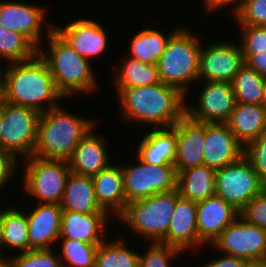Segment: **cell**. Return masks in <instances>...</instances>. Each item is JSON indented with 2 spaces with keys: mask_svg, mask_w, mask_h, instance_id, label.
<instances>
[{
  "mask_svg": "<svg viewBox=\"0 0 266 267\" xmlns=\"http://www.w3.org/2000/svg\"><path fill=\"white\" fill-rule=\"evenodd\" d=\"M117 95L120 110L117 115L126 127L132 124L149 128L172 127L186 114V95L162 82L123 88Z\"/></svg>",
  "mask_w": 266,
  "mask_h": 267,
  "instance_id": "cell-1",
  "label": "cell"
},
{
  "mask_svg": "<svg viewBox=\"0 0 266 267\" xmlns=\"http://www.w3.org/2000/svg\"><path fill=\"white\" fill-rule=\"evenodd\" d=\"M6 65L0 68L2 100L40 114L61 104L64 97L38 54L32 60Z\"/></svg>",
  "mask_w": 266,
  "mask_h": 267,
  "instance_id": "cell-2",
  "label": "cell"
},
{
  "mask_svg": "<svg viewBox=\"0 0 266 267\" xmlns=\"http://www.w3.org/2000/svg\"><path fill=\"white\" fill-rule=\"evenodd\" d=\"M45 42L48 45L43 42L37 54L47 64L64 98L94 94L95 90L99 92L93 63L79 55L55 30L46 37Z\"/></svg>",
  "mask_w": 266,
  "mask_h": 267,
  "instance_id": "cell-3",
  "label": "cell"
},
{
  "mask_svg": "<svg viewBox=\"0 0 266 267\" xmlns=\"http://www.w3.org/2000/svg\"><path fill=\"white\" fill-rule=\"evenodd\" d=\"M93 118L71 113L61 104L41 113L33 156L68 160L79 142L100 124Z\"/></svg>",
  "mask_w": 266,
  "mask_h": 267,
  "instance_id": "cell-4",
  "label": "cell"
},
{
  "mask_svg": "<svg viewBox=\"0 0 266 267\" xmlns=\"http://www.w3.org/2000/svg\"><path fill=\"white\" fill-rule=\"evenodd\" d=\"M182 25L169 39L157 61L162 83L178 88L186 98L196 86L199 74L201 37Z\"/></svg>",
  "mask_w": 266,
  "mask_h": 267,
  "instance_id": "cell-5",
  "label": "cell"
},
{
  "mask_svg": "<svg viewBox=\"0 0 266 267\" xmlns=\"http://www.w3.org/2000/svg\"><path fill=\"white\" fill-rule=\"evenodd\" d=\"M176 201L177 189L157 193L127 203L125 210L116 219L128 226L132 235L134 233L138 239L145 238L147 242L165 244Z\"/></svg>",
  "mask_w": 266,
  "mask_h": 267,
  "instance_id": "cell-6",
  "label": "cell"
},
{
  "mask_svg": "<svg viewBox=\"0 0 266 267\" xmlns=\"http://www.w3.org/2000/svg\"><path fill=\"white\" fill-rule=\"evenodd\" d=\"M23 161V198L38 201L31 203L60 204L71 173L68 160L31 156Z\"/></svg>",
  "mask_w": 266,
  "mask_h": 267,
  "instance_id": "cell-7",
  "label": "cell"
},
{
  "mask_svg": "<svg viewBox=\"0 0 266 267\" xmlns=\"http://www.w3.org/2000/svg\"><path fill=\"white\" fill-rule=\"evenodd\" d=\"M136 161L121 164L126 202L147 198L161 192L177 189V172L174 165H149L137 155ZM134 162V163H133Z\"/></svg>",
  "mask_w": 266,
  "mask_h": 267,
  "instance_id": "cell-8",
  "label": "cell"
},
{
  "mask_svg": "<svg viewBox=\"0 0 266 267\" xmlns=\"http://www.w3.org/2000/svg\"><path fill=\"white\" fill-rule=\"evenodd\" d=\"M2 118L1 148L20 161L33 156L40 113L2 100Z\"/></svg>",
  "mask_w": 266,
  "mask_h": 267,
  "instance_id": "cell-9",
  "label": "cell"
},
{
  "mask_svg": "<svg viewBox=\"0 0 266 267\" xmlns=\"http://www.w3.org/2000/svg\"><path fill=\"white\" fill-rule=\"evenodd\" d=\"M215 186L216 195L239 212L266 188L244 155L234 163L216 170Z\"/></svg>",
  "mask_w": 266,
  "mask_h": 267,
  "instance_id": "cell-10",
  "label": "cell"
},
{
  "mask_svg": "<svg viewBox=\"0 0 266 267\" xmlns=\"http://www.w3.org/2000/svg\"><path fill=\"white\" fill-rule=\"evenodd\" d=\"M211 246V247H210ZM210 249L236 256L246 262L266 260V230L247 223L240 215L228 225L211 245Z\"/></svg>",
  "mask_w": 266,
  "mask_h": 267,
  "instance_id": "cell-11",
  "label": "cell"
},
{
  "mask_svg": "<svg viewBox=\"0 0 266 267\" xmlns=\"http://www.w3.org/2000/svg\"><path fill=\"white\" fill-rule=\"evenodd\" d=\"M196 84L201 87L197 89L198 100L194 101L197 104L190 105L186 98V115L201 123H227L236 103L231 83L198 81Z\"/></svg>",
  "mask_w": 266,
  "mask_h": 267,
  "instance_id": "cell-12",
  "label": "cell"
},
{
  "mask_svg": "<svg viewBox=\"0 0 266 267\" xmlns=\"http://www.w3.org/2000/svg\"><path fill=\"white\" fill-rule=\"evenodd\" d=\"M41 6L23 1L1 0L0 24L6 29L24 35L38 49L45 39L44 36H48L54 30V23L46 19L49 10Z\"/></svg>",
  "mask_w": 266,
  "mask_h": 267,
  "instance_id": "cell-13",
  "label": "cell"
},
{
  "mask_svg": "<svg viewBox=\"0 0 266 267\" xmlns=\"http://www.w3.org/2000/svg\"><path fill=\"white\" fill-rule=\"evenodd\" d=\"M224 39L202 44L199 57L198 81L229 82L245 64L240 44Z\"/></svg>",
  "mask_w": 266,
  "mask_h": 267,
  "instance_id": "cell-14",
  "label": "cell"
},
{
  "mask_svg": "<svg viewBox=\"0 0 266 267\" xmlns=\"http://www.w3.org/2000/svg\"><path fill=\"white\" fill-rule=\"evenodd\" d=\"M59 26L54 30L81 56L94 63V60L106 55L109 47L108 33L95 19L80 18ZM94 59V60H93Z\"/></svg>",
  "mask_w": 266,
  "mask_h": 267,
  "instance_id": "cell-15",
  "label": "cell"
},
{
  "mask_svg": "<svg viewBox=\"0 0 266 267\" xmlns=\"http://www.w3.org/2000/svg\"><path fill=\"white\" fill-rule=\"evenodd\" d=\"M196 209L197 202L181 197L177 190L176 207L165 236V244L178 248L183 253L190 252L193 257L194 254L200 253L201 248L202 252L206 250L199 240Z\"/></svg>",
  "mask_w": 266,
  "mask_h": 267,
  "instance_id": "cell-16",
  "label": "cell"
},
{
  "mask_svg": "<svg viewBox=\"0 0 266 267\" xmlns=\"http://www.w3.org/2000/svg\"><path fill=\"white\" fill-rule=\"evenodd\" d=\"M26 209L28 219V244L30 250L53 249L60 237L62 208L59 204L30 203ZM56 244V245H55Z\"/></svg>",
  "mask_w": 266,
  "mask_h": 267,
  "instance_id": "cell-17",
  "label": "cell"
},
{
  "mask_svg": "<svg viewBox=\"0 0 266 267\" xmlns=\"http://www.w3.org/2000/svg\"><path fill=\"white\" fill-rule=\"evenodd\" d=\"M95 126L74 148L72 156L68 159L70 170L73 173L94 177L101 170L111 164L112 155L108 137L96 132Z\"/></svg>",
  "mask_w": 266,
  "mask_h": 267,
  "instance_id": "cell-18",
  "label": "cell"
},
{
  "mask_svg": "<svg viewBox=\"0 0 266 267\" xmlns=\"http://www.w3.org/2000/svg\"><path fill=\"white\" fill-rule=\"evenodd\" d=\"M243 155L244 147L227 123H206L203 165L217 170L234 163Z\"/></svg>",
  "mask_w": 266,
  "mask_h": 267,
  "instance_id": "cell-19",
  "label": "cell"
},
{
  "mask_svg": "<svg viewBox=\"0 0 266 267\" xmlns=\"http://www.w3.org/2000/svg\"><path fill=\"white\" fill-rule=\"evenodd\" d=\"M176 130V172L203 165L206 123L192 120L186 114L172 126Z\"/></svg>",
  "mask_w": 266,
  "mask_h": 267,
  "instance_id": "cell-20",
  "label": "cell"
},
{
  "mask_svg": "<svg viewBox=\"0 0 266 267\" xmlns=\"http://www.w3.org/2000/svg\"><path fill=\"white\" fill-rule=\"evenodd\" d=\"M239 216V211L215 195L197 202L196 220L199 240L206 246Z\"/></svg>",
  "mask_w": 266,
  "mask_h": 267,
  "instance_id": "cell-21",
  "label": "cell"
},
{
  "mask_svg": "<svg viewBox=\"0 0 266 267\" xmlns=\"http://www.w3.org/2000/svg\"><path fill=\"white\" fill-rule=\"evenodd\" d=\"M111 219L113 218L107 212L83 214L63 211L59 238L74 239L89 244H100L107 238L106 234H109L107 228L111 224Z\"/></svg>",
  "mask_w": 266,
  "mask_h": 267,
  "instance_id": "cell-22",
  "label": "cell"
},
{
  "mask_svg": "<svg viewBox=\"0 0 266 267\" xmlns=\"http://www.w3.org/2000/svg\"><path fill=\"white\" fill-rule=\"evenodd\" d=\"M134 153L149 165H174L177 150L176 130L173 127L149 128Z\"/></svg>",
  "mask_w": 266,
  "mask_h": 267,
  "instance_id": "cell-23",
  "label": "cell"
},
{
  "mask_svg": "<svg viewBox=\"0 0 266 267\" xmlns=\"http://www.w3.org/2000/svg\"><path fill=\"white\" fill-rule=\"evenodd\" d=\"M92 178L98 204L115 220L127 205L119 160Z\"/></svg>",
  "mask_w": 266,
  "mask_h": 267,
  "instance_id": "cell-24",
  "label": "cell"
},
{
  "mask_svg": "<svg viewBox=\"0 0 266 267\" xmlns=\"http://www.w3.org/2000/svg\"><path fill=\"white\" fill-rule=\"evenodd\" d=\"M227 125L245 147L266 133V108L262 104L236 102Z\"/></svg>",
  "mask_w": 266,
  "mask_h": 267,
  "instance_id": "cell-25",
  "label": "cell"
},
{
  "mask_svg": "<svg viewBox=\"0 0 266 267\" xmlns=\"http://www.w3.org/2000/svg\"><path fill=\"white\" fill-rule=\"evenodd\" d=\"M5 206L6 205L2 208L0 257H9L12 255L11 252L8 253L4 251L7 248L9 251H14L15 254L16 252L22 253L29 251L28 219L27 213L25 212L26 208H24L25 206L19 207L20 205L16 206L13 204L6 208Z\"/></svg>",
  "mask_w": 266,
  "mask_h": 267,
  "instance_id": "cell-26",
  "label": "cell"
},
{
  "mask_svg": "<svg viewBox=\"0 0 266 267\" xmlns=\"http://www.w3.org/2000/svg\"><path fill=\"white\" fill-rule=\"evenodd\" d=\"M62 211L78 213L106 212L96 198L93 178L71 172L59 204Z\"/></svg>",
  "mask_w": 266,
  "mask_h": 267,
  "instance_id": "cell-27",
  "label": "cell"
},
{
  "mask_svg": "<svg viewBox=\"0 0 266 267\" xmlns=\"http://www.w3.org/2000/svg\"><path fill=\"white\" fill-rule=\"evenodd\" d=\"M215 172V169L206 165L179 171L177 173L179 195L195 202L215 196Z\"/></svg>",
  "mask_w": 266,
  "mask_h": 267,
  "instance_id": "cell-28",
  "label": "cell"
},
{
  "mask_svg": "<svg viewBox=\"0 0 266 267\" xmlns=\"http://www.w3.org/2000/svg\"><path fill=\"white\" fill-rule=\"evenodd\" d=\"M170 29L168 34L151 28H143L133 34L130 39V54L126 53V57L141 61L148 64H157L158 59L166 49L170 37L181 27V25ZM153 28V29H152Z\"/></svg>",
  "mask_w": 266,
  "mask_h": 267,
  "instance_id": "cell-29",
  "label": "cell"
},
{
  "mask_svg": "<svg viewBox=\"0 0 266 267\" xmlns=\"http://www.w3.org/2000/svg\"><path fill=\"white\" fill-rule=\"evenodd\" d=\"M122 61V64L117 63L116 67L112 68L113 73H110L113 74L111 81H113L116 94L123 88L154 85L161 82L157 64H148L129 57Z\"/></svg>",
  "mask_w": 266,
  "mask_h": 267,
  "instance_id": "cell-30",
  "label": "cell"
},
{
  "mask_svg": "<svg viewBox=\"0 0 266 267\" xmlns=\"http://www.w3.org/2000/svg\"><path fill=\"white\" fill-rule=\"evenodd\" d=\"M116 239L106 238L99 244L94 267H139L140 252L128 247L123 237Z\"/></svg>",
  "mask_w": 266,
  "mask_h": 267,
  "instance_id": "cell-31",
  "label": "cell"
},
{
  "mask_svg": "<svg viewBox=\"0 0 266 267\" xmlns=\"http://www.w3.org/2000/svg\"><path fill=\"white\" fill-rule=\"evenodd\" d=\"M264 79L265 76L257 73L245 63L231 81L235 101L262 104Z\"/></svg>",
  "mask_w": 266,
  "mask_h": 267,
  "instance_id": "cell-32",
  "label": "cell"
},
{
  "mask_svg": "<svg viewBox=\"0 0 266 267\" xmlns=\"http://www.w3.org/2000/svg\"><path fill=\"white\" fill-rule=\"evenodd\" d=\"M58 241L56 250H60L58 255L63 267H94L99 244H89L68 238H59Z\"/></svg>",
  "mask_w": 266,
  "mask_h": 267,
  "instance_id": "cell-33",
  "label": "cell"
},
{
  "mask_svg": "<svg viewBox=\"0 0 266 267\" xmlns=\"http://www.w3.org/2000/svg\"><path fill=\"white\" fill-rule=\"evenodd\" d=\"M38 49L22 34L2 28L1 66L2 63H17L32 60Z\"/></svg>",
  "mask_w": 266,
  "mask_h": 267,
  "instance_id": "cell-34",
  "label": "cell"
},
{
  "mask_svg": "<svg viewBox=\"0 0 266 267\" xmlns=\"http://www.w3.org/2000/svg\"><path fill=\"white\" fill-rule=\"evenodd\" d=\"M148 245L145 247V252H140L139 267H172L175 265L173 261L176 259V262L179 261L178 258L183 257L184 254L178 248L161 242H149Z\"/></svg>",
  "mask_w": 266,
  "mask_h": 267,
  "instance_id": "cell-35",
  "label": "cell"
},
{
  "mask_svg": "<svg viewBox=\"0 0 266 267\" xmlns=\"http://www.w3.org/2000/svg\"><path fill=\"white\" fill-rule=\"evenodd\" d=\"M53 249L30 250L9 256L13 267H63L61 259Z\"/></svg>",
  "mask_w": 266,
  "mask_h": 267,
  "instance_id": "cell-36",
  "label": "cell"
},
{
  "mask_svg": "<svg viewBox=\"0 0 266 267\" xmlns=\"http://www.w3.org/2000/svg\"><path fill=\"white\" fill-rule=\"evenodd\" d=\"M230 14L238 25L266 26V0H241Z\"/></svg>",
  "mask_w": 266,
  "mask_h": 267,
  "instance_id": "cell-37",
  "label": "cell"
},
{
  "mask_svg": "<svg viewBox=\"0 0 266 267\" xmlns=\"http://www.w3.org/2000/svg\"><path fill=\"white\" fill-rule=\"evenodd\" d=\"M242 54H257L266 51V26L239 25Z\"/></svg>",
  "mask_w": 266,
  "mask_h": 267,
  "instance_id": "cell-38",
  "label": "cell"
},
{
  "mask_svg": "<svg viewBox=\"0 0 266 267\" xmlns=\"http://www.w3.org/2000/svg\"><path fill=\"white\" fill-rule=\"evenodd\" d=\"M244 156L249 160L261 181L266 185V133L244 147Z\"/></svg>",
  "mask_w": 266,
  "mask_h": 267,
  "instance_id": "cell-39",
  "label": "cell"
},
{
  "mask_svg": "<svg viewBox=\"0 0 266 267\" xmlns=\"http://www.w3.org/2000/svg\"><path fill=\"white\" fill-rule=\"evenodd\" d=\"M239 215L247 223L266 230V188L251 199L239 212Z\"/></svg>",
  "mask_w": 266,
  "mask_h": 267,
  "instance_id": "cell-40",
  "label": "cell"
},
{
  "mask_svg": "<svg viewBox=\"0 0 266 267\" xmlns=\"http://www.w3.org/2000/svg\"><path fill=\"white\" fill-rule=\"evenodd\" d=\"M18 160L14 154L0 148V190L8 188V182L12 181L14 176L16 178V174H20L18 171L22 169V164H19L21 161Z\"/></svg>",
  "mask_w": 266,
  "mask_h": 267,
  "instance_id": "cell-41",
  "label": "cell"
},
{
  "mask_svg": "<svg viewBox=\"0 0 266 267\" xmlns=\"http://www.w3.org/2000/svg\"><path fill=\"white\" fill-rule=\"evenodd\" d=\"M218 253H219L217 255L218 257L214 255L215 257L213 259L211 257V260L209 258L208 259L209 261L203 260V264L199 265L198 267H242L246 263L245 260L238 258L236 256L227 255L220 252Z\"/></svg>",
  "mask_w": 266,
  "mask_h": 267,
  "instance_id": "cell-42",
  "label": "cell"
},
{
  "mask_svg": "<svg viewBox=\"0 0 266 267\" xmlns=\"http://www.w3.org/2000/svg\"><path fill=\"white\" fill-rule=\"evenodd\" d=\"M240 2L241 0H202V10H204L202 15L210 16L213 13L215 15V12L217 13L219 10L222 11V9L224 11L227 8L232 11Z\"/></svg>",
  "mask_w": 266,
  "mask_h": 267,
  "instance_id": "cell-43",
  "label": "cell"
},
{
  "mask_svg": "<svg viewBox=\"0 0 266 267\" xmlns=\"http://www.w3.org/2000/svg\"><path fill=\"white\" fill-rule=\"evenodd\" d=\"M245 63L257 73L266 76V51L257 54H243Z\"/></svg>",
  "mask_w": 266,
  "mask_h": 267,
  "instance_id": "cell-44",
  "label": "cell"
},
{
  "mask_svg": "<svg viewBox=\"0 0 266 267\" xmlns=\"http://www.w3.org/2000/svg\"><path fill=\"white\" fill-rule=\"evenodd\" d=\"M0 267H13L9 257H0Z\"/></svg>",
  "mask_w": 266,
  "mask_h": 267,
  "instance_id": "cell-45",
  "label": "cell"
},
{
  "mask_svg": "<svg viewBox=\"0 0 266 267\" xmlns=\"http://www.w3.org/2000/svg\"><path fill=\"white\" fill-rule=\"evenodd\" d=\"M4 128V122L2 118V99L0 100V148H1V132Z\"/></svg>",
  "mask_w": 266,
  "mask_h": 267,
  "instance_id": "cell-46",
  "label": "cell"
},
{
  "mask_svg": "<svg viewBox=\"0 0 266 267\" xmlns=\"http://www.w3.org/2000/svg\"><path fill=\"white\" fill-rule=\"evenodd\" d=\"M262 105L266 108V76L263 83Z\"/></svg>",
  "mask_w": 266,
  "mask_h": 267,
  "instance_id": "cell-47",
  "label": "cell"
},
{
  "mask_svg": "<svg viewBox=\"0 0 266 267\" xmlns=\"http://www.w3.org/2000/svg\"><path fill=\"white\" fill-rule=\"evenodd\" d=\"M254 267H266V260L254 262Z\"/></svg>",
  "mask_w": 266,
  "mask_h": 267,
  "instance_id": "cell-48",
  "label": "cell"
},
{
  "mask_svg": "<svg viewBox=\"0 0 266 267\" xmlns=\"http://www.w3.org/2000/svg\"><path fill=\"white\" fill-rule=\"evenodd\" d=\"M4 26L0 24V66H1V38H2V28Z\"/></svg>",
  "mask_w": 266,
  "mask_h": 267,
  "instance_id": "cell-49",
  "label": "cell"
},
{
  "mask_svg": "<svg viewBox=\"0 0 266 267\" xmlns=\"http://www.w3.org/2000/svg\"><path fill=\"white\" fill-rule=\"evenodd\" d=\"M1 229H2V208L0 209V241H1Z\"/></svg>",
  "mask_w": 266,
  "mask_h": 267,
  "instance_id": "cell-50",
  "label": "cell"
},
{
  "mask_svg": "<svg viewBox=\"0 0 266 267\" xmlns=\"http://www.w3.org/2000/svg\"><path fill=\"white\" fill-rule=\"evenodd\" d=\"M242 267H254V262H246Z\"/></svg>",
  "mask_w": 266,
  "mask_h": 267,
  "instance_id": "cell-51",
  "label": "cell"
},
{
  "mask_svg": "<svg viewBox=\"0 0 266 267\" xmlns=\"http://www.w3.org/2000/svg\"><path fill=\"white\" fill-rule=\"evenodd\" d=\"M0 100H1V79H0Z\"/></svg>",
  "mask_w": 266,
  "mask_h": 267,
  "instance_id": "cell-52",
  "label": "cell"
}]
</instances>
